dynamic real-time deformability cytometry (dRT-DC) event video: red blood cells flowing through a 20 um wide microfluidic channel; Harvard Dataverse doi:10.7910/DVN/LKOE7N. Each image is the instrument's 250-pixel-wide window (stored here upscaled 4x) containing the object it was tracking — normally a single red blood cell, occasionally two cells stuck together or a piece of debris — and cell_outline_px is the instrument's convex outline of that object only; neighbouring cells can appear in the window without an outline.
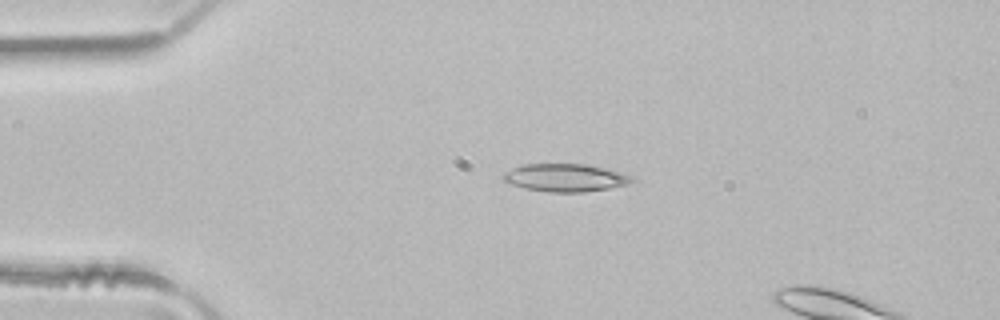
{"species": "common noctule bat (a hibernating species)", "species_latin": "Nyctalus noctula", "temperature_condition": "room temperature", "stored_images_in_passage": 13, "camera_frame_rate_fps": 3000, "um_per_image_px": 0.085, "animal": {"sex": "male", "body_mass_g": 21.5, "forearm_length_mm": 52.0}, "frame": {"image": 1, "passage_image": 10, "time_ms": 3.0, "image_size_px": [1000, 320], "cell_outline_px": [[632, 180], [628, 184], [608, 188], [584, 192], [548, 192], [524, 188], [512, 184], [504, 180], [504, 172], [512, 168], [524, 164], [584, 164], [604, 168], [632, 176]], "centroid_in_image_um": [48.02, 15.1], "position_along_channel_um": 37.0, "area_um2": 20.52}}